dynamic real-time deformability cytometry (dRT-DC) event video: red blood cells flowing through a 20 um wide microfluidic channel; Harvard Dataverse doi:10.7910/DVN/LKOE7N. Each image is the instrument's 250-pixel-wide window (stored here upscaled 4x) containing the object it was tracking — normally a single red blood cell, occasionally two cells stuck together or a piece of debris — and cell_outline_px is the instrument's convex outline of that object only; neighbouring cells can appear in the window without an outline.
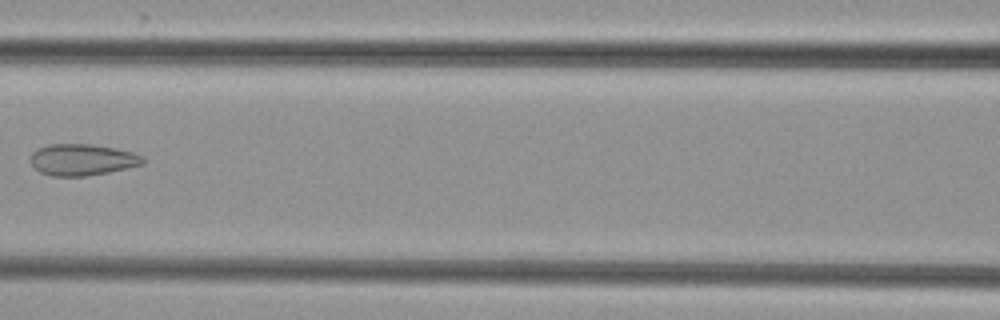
{"species": "common noctule bat (a hibernating species)", "species_latin": "Nyctalus noctula", "temperature_condition": "cold", "stored_images_in_passage": 7, "camera_frame_rate_fps": 3000, "um_per_image_px": 0.085, "animal": {"sex": "female", "body_mass_g": 29.2, "forearm_length_mm": 56.3}, "frame": {"image": 1, "passage_image": 6, "time_ms": 7.333, "image_size_px": [1000, 320], "cell_outline_px": [[144, 164], [128, 168], [88, 176], [52, 176], [40, 172], [32, 168], [28, 160], [32, 152], [36, 148], [48, 144], [92, 144], [132, 152], [144, 156]], "centroid_in_image_um": [6.93, 13.58], "position_along_channel_um": 159.7, "area_um2": 20.92}}
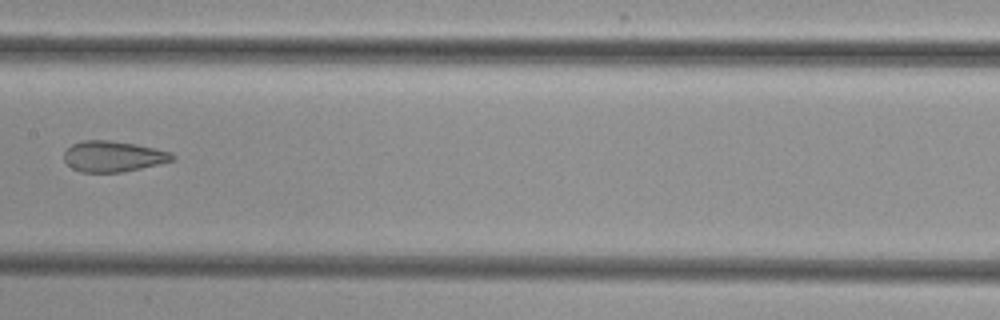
{"frame": {"image": 2, "passage_image": 7, "time_ms": 8.333, "image_size_px": [1000, 320], "cell_outline_px": [[176, 160], [140, 168], [120, 172], [80, 172], [72, 168], [64, 160], [64, 152], [72, 144], [80, 140], [112, 140], [136, 144], [172, 152], [176, 156]], "centroid_in_image_um": [9.63, 13.28], "position_along_channel_um": 197.8, "area_um2": 19.54}}